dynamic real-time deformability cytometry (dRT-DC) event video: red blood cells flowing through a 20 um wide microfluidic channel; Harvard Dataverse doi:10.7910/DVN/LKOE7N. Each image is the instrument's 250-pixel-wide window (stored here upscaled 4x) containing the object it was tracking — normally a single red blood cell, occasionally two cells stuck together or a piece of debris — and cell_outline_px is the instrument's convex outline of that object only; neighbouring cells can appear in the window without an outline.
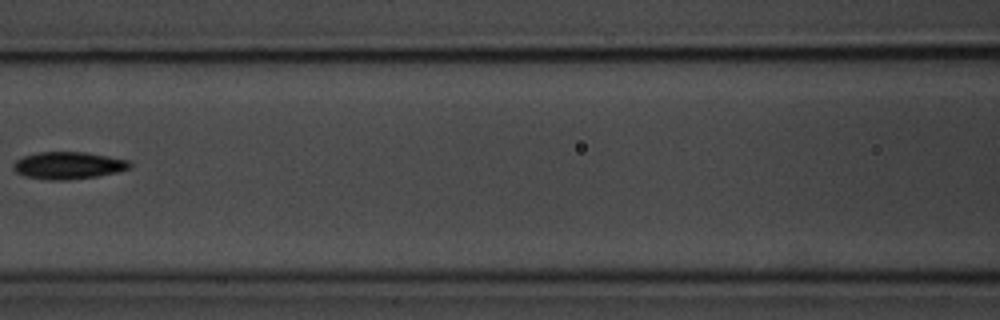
{"species": "common noctule bat (a hibernating species)", "species_latin": "Nyctalus noctula", "temperature_condition": "room temperature", "stored_images_in_passage": 4, "camera_frame_rate_fps": 3000, "um_per_image_px": 0.085, "animal": {"sex": "male", "body_mass_g": 20.1, "forearm_length_mm": 53.5}, "frame": {"image": 1, "passage_image": 4, "time_ms": 3.667, "image_size_px": [1000, 320], "cell_outline_px": [[132, 168], [116, 172], [96, 176], [72, 180], [48, 180], [24, 176], [16, 172], [12, 168], [12, 164], [16, 160], [24, 156], [40, 152], [84, 152], [128, 160], [132, 164]], "centroid_in_image_um": [5.79, 14.07], "position_along_channel_um": 160.8, "area_um2": 18.5}}